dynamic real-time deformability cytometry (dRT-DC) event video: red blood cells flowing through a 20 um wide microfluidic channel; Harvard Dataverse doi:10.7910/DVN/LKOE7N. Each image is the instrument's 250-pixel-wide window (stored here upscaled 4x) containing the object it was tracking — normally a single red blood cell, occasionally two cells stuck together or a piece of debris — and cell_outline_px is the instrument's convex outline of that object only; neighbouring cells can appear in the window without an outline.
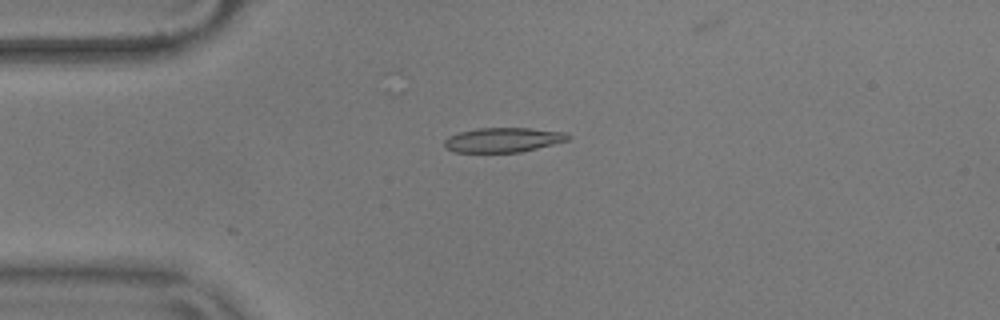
{"species": "common noctule bat (a hibernating species)", "species_latin": "Nyctalus noctula", "temperature_condition": "warm", "stored_images_in_passage": 26, "camera_frame_rate_fps": 3000, "um_per_image_px": 0.085, "animal": {"sex": "male", "body_mass_g": 17.9}, "frame": {"image": 1, "passage_image": 14, "time_ms": 4.333, "image_size_px": [1000, 320], "cell_outline_px": [[572, 136], [568, 140], [520, 152], [452, 152], [444, 144], [444, 140], [448, 136], [460, 132], [480, 128], [528, 128], [568, 132]], "centroid_in_image_um": [42.79, 11.88], "position_along_channel_um": 42.2, "area_um2": 17.63}}